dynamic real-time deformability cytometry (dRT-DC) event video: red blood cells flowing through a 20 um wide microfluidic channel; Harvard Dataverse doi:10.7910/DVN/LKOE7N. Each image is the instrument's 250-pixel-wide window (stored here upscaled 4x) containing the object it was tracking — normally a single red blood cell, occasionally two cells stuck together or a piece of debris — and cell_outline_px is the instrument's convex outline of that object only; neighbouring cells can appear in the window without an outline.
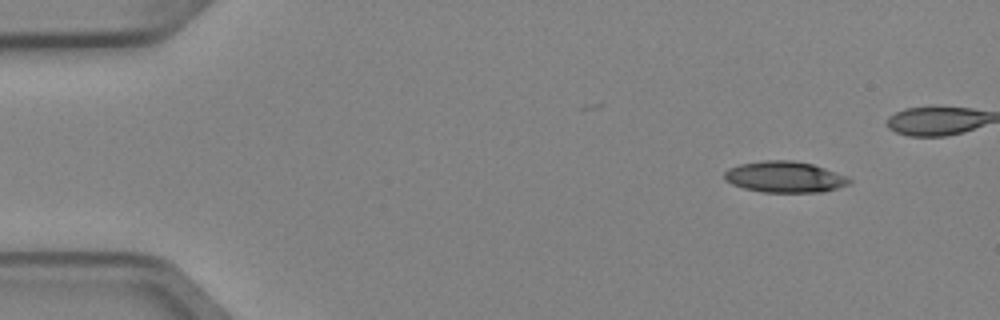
{"species": "Egyptian fruit bat (a non-hibernating species)", "species_latin": "Rousettus aegyptiacus", "temperature_condition": "cold", "stored_images_in_passage": 4, "camera_frame_rate_fps": 3000, "um_per_image_px": 0.085, "animal": {"sex": "female"}, "frame": {"image": 1, "passage_image": 1, "time_ms": 0.0, "image_size_px": [1000, 320], "cell_outline_px": [[852, 184], [824, 192], [764, 192], [744, 188], [732, 184], [724, 180], [724, 172], [728, 168], [740, 164], [764, 160], [792, 160], [812, 164], [848, 176], [852, 180]], "centroid_in_image_um": [66.73, 15.04], "position_along_channel_um": 18.3, "area_um2": 22.83}}